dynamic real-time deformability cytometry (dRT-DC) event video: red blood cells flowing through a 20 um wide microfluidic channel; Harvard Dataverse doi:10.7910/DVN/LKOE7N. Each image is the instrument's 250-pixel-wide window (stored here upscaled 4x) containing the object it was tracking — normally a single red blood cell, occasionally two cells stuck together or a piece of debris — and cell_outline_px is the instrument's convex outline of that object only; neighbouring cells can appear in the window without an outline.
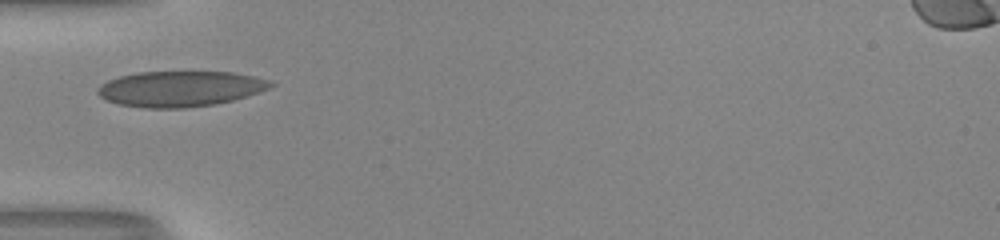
{"species": "human", "species_latin": "Homo sapiens", "temperature_condition": "room temperature", "stored_images_in_passage": 26, "camera_frame_rate_fps": 3000, "um_per_image_px": 0.085, "donor": {"sex": "male"}, "frame": {"image": 1, "passage_image": 1, "time_ms": 0.0, "image_size_px": [1000, 240], "cell_outline_px": [[276, 84], [268, 88], [232, 100], [216, 104], [184, 108], [144, 108], [120, 104], [108, 100], [100, 96], [96, 92], [96, 88], [100, 84], [108, 80], [120, 76], [136, 72], [232, 72], [272, 80]], "centroid_in_image_um": [15.28, 7.54], "position_along_channel_um": 69.7, "area_um2": 35.72}}
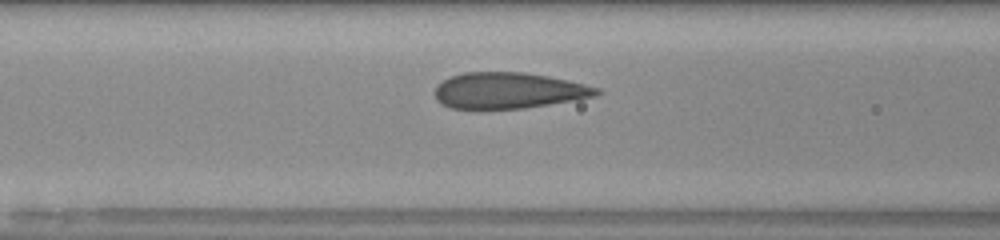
{"frame": {"image": 2, "passage_image": 5, "time_ms": 1.333, "image_size_px": [1000, 240], "cell_outline_px": [[600, 92], [596, 96], [576, 100], [524, 108], [452, 108], [440, 104], [436, 100], [436, 84], [452, 76], [464, 72], [524, 72], [548, 76], [568, 80], [600, 88]], "centroid_in_image_um": [43.23, 7.69], "position_along_channel_um": 123.4, "area_um2": 33.87}}
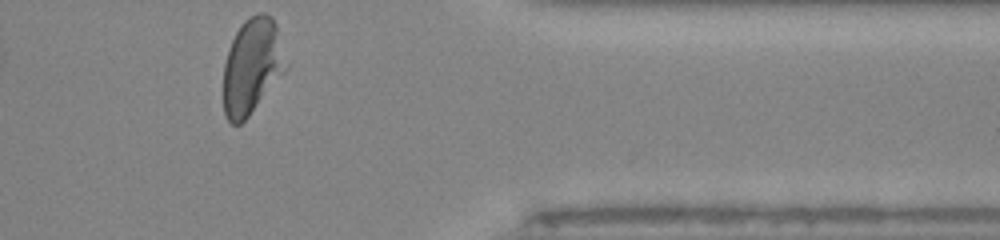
{"frame": {"image": 3, "passage_image": 26, "time_ms": 8.333, "image_size_px": [1000, 240], "cell_outline_px": [[288, 68], [248, 116], [240, 124], [232, 124], [228, 120], [224, 112], [224, 64], [228, 48], [240, 24], [244, 20], [256, 12], [264, 12], [272, 16], [276, 24]], "centroid_in_image_um": [21.42, 5.59], "position_along_channel_um": 390.0, "area_um2": 34.74}, "authors_computed_cell_mechanics": {"area_um2": 34.0442, "velocity_mm_per_s": 4.0709, "shape_relaxation_time_tau1_ms": 5.5745, "shape_relaxation_time_tau2_ms": null, "deformation_change_tau1": 0.1698, "deformation_change_tau2": null}}